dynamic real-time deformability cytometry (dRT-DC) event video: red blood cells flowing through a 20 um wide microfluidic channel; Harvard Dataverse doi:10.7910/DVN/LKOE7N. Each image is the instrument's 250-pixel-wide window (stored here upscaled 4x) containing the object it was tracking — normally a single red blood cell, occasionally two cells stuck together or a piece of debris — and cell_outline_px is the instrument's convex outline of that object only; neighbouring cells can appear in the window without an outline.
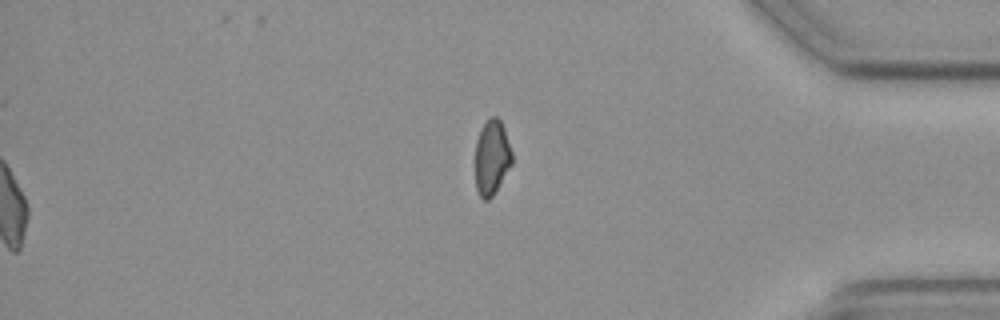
{"species": "common noctule bat (a hibernating species)", "species_latin": "Nyctalus noctula", "temperature_condition": "cold", "stored_images_in_passage": 12, "camera_frame_rate_fps": 3000, "um_per_image_px": 0.085, "animal": {"sex": "female", "body_mass_g": 19.3, "forearm_length_mm": 54.1}, "frame": {"image": 1, "passage_image": 12, "time_ms": 13.667, "image_size_px": [1000, 320], "cell_outline_px": [[512, 164], [492, 196], [488, 200], [484, 200], [480, 196], [476, 188], [476, 140], [480, 128], [492, 116], [496, 116], [500, 120], [504, 128], [512, 152]], "centroid_in_image_um": [41.8, 13.37], "position_along_channel_um": 393.4, "area_um2": 15.9}}